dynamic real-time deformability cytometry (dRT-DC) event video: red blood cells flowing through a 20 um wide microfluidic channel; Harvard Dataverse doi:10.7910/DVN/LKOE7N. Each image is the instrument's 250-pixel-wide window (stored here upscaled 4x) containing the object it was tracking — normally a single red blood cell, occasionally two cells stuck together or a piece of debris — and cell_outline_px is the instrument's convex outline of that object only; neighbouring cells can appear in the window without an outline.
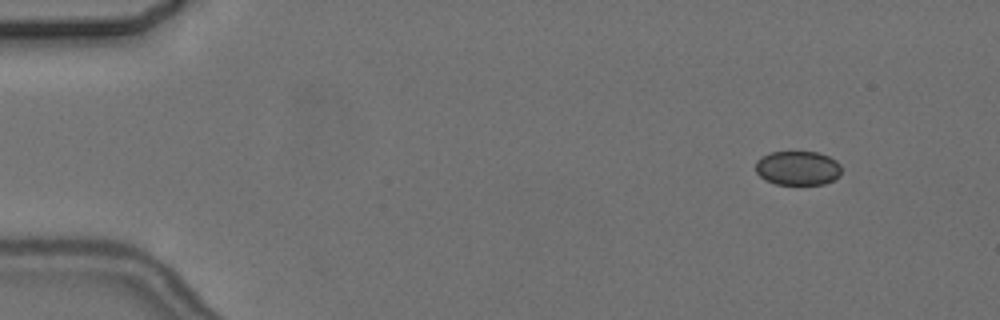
{"species": "common noctule bat (a hibernating species)", "species_latin": "Nyctalus noctula", "temperature_condition": "cold", "stored_images_in_passage": 9, "camera_frame_rate_fps": 3000, "um_per_image_px": 0.085, "animal": {"sex": "female", "body_mass_g": 24.6, "forearm_length_mm": 56.2}, "frame": {"image": 1, "passage_image": 2, "time_ms": 1.333, "image_size_px": [1000, 320], "cell_outline_px": [[840, 176], [824, 184], [776, 184], [764, 180], [756, 172], [756, 160], [760, 156], [772, 152], [816, 152], [828, 156], [836, 160], [840, 164]], "centroid_in_image_um": [67.79, 14.28], "position_along_channel_um": 17.2, "area_um2": 17.17}}
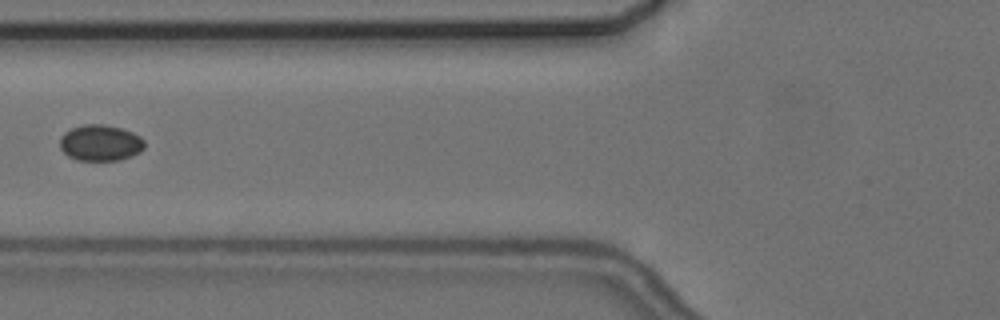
{"frame": {"image": 2, "passage_image": 6, "time_ms": 7.0, "image_size_px": [1000, 320], "cell_outline_px": [[144, 148], [140, 152], [132, 156], [120, 160], [76, 160], [68, 156], [60, 148], [60, 136], [64, 132], [72, 128], [84, 124], [104, 124], [120, 128], [132, 132], [140, 136], [144, 140]], "centroid_in_image_um": [8.53, 12.14], "position_along_channel_um": 117.3, "area_um2": 17.92}}
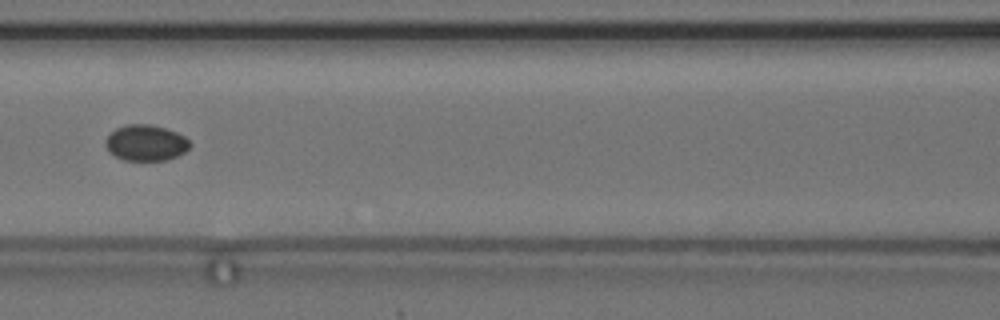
{"frame": {"image": 3, "passage_image": 7, "time_ms": 8.0, "image_size_px": [1000, 320], "cell_outline_px": [[192, 144], [184, 152], [168, 160], [124, 160], [108, 152], [104, 144], [104, 140], [116, 128], [128, 124], [148, 124], [164, 128], [176, 132], [184, 136]], "centroid_in_image_um": [12.37, 12.14], "position_along_channel_um": 154.2, "area_um2": 17.63}}